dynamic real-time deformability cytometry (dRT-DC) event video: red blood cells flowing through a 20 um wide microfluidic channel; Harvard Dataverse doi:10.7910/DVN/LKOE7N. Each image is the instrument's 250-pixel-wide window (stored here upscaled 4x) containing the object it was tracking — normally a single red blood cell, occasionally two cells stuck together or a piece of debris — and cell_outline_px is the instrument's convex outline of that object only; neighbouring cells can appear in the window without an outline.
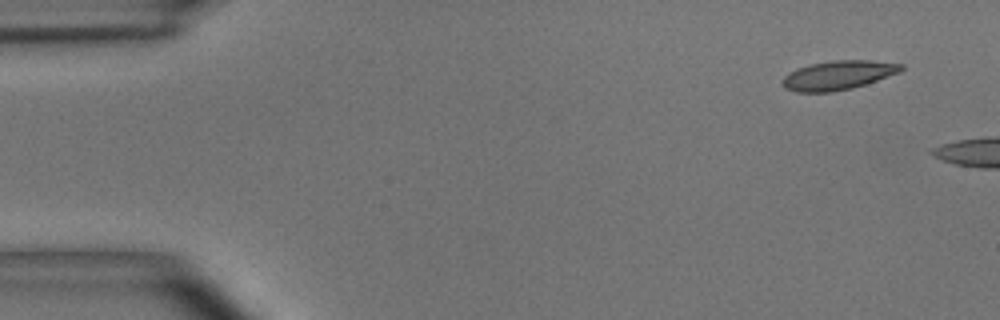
{"species": "common noctule bat (a hibernating species)", "species_latin": "Nyctalus noctula", "temperature_condition": "room temperature", "stored_images_in_passage": 8, "camera_frame_rate_fps": 3000, "um_per_image_px": 0.085, "animal": {"sex": "male", "body_mass_g": 15.6}, "frame": {"image": 1, "passage_image": 1, "time_ms": 0.0, "image_size_px": [1000, 320], "cell_outline_px": [[904, 68], [900, 72], [852, 88], [832, 92], [796, 92], [784, 88], [784, 76], [788, 72], [796, 68], [808, 64], [832, 60], [868, 60], [904, 64]], "centroid_in_image_um": [71.22, 6.38], "position_along_channel_um": 13.8, "area_um2": 20.11}}